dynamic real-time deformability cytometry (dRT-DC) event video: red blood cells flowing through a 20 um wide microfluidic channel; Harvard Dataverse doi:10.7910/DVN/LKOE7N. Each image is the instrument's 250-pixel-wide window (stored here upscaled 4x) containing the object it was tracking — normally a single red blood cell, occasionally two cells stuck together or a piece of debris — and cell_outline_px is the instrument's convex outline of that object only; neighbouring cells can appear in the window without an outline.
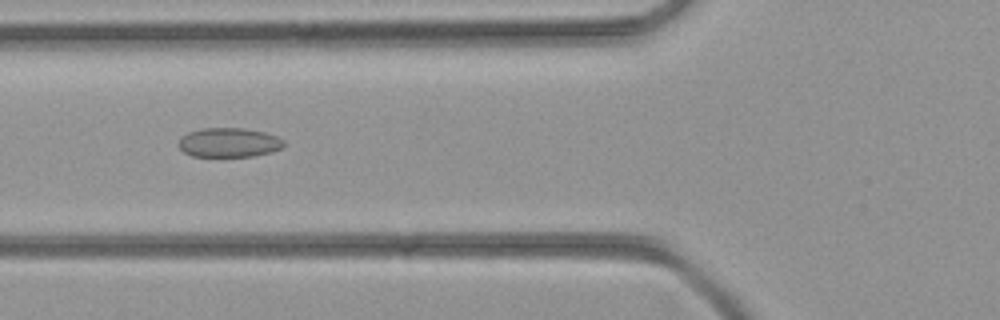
{"species": "common noctule bat (a hibernating species)", "species_latin": "Nyctalus noctula", "temperature_condition": "room temperature", "stored_images_in_passage": 32, "camera_frame_rate_fps": 3000, "um_per_image_px": 0.085, "animal": {"sex": "female", "body_mass_g": 21.9}, "frame": {"image": 1, "passage_image": 5, "time_ms": 1.333, "image_size_px": [1000, 320], "cell_outline_px": [[284, 144], [280, 148], [272, 152], [252, 156], [192, 156], [184, 152], [176, 144], [180, 136], [188, 132], [204, 128], [244, 128], [264, 132], [276, 136], [284, 140]], "centroid_in_image_um": [19.42, 12.11], "position_along_channel_um": 106.4, "area_um2": 18.03}}
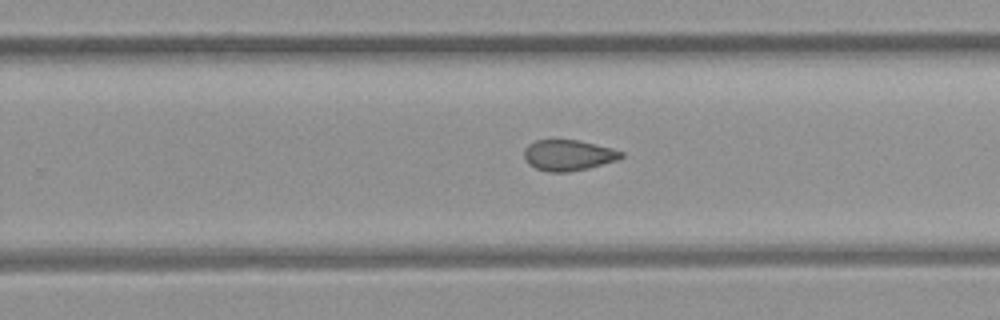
{"frame": {"image": 2, "passage_image": 16, "time_ms": 5.0, "image_size_px": [1000, 320], "cell_outline_px": [[624, 156], [620, 160], [588, 168], [568, 172], [548, 172], [536, 168], [528, 164], [524, 160], [524, 148], [528, 144], [536, 140], [580, 140], [612, 148], [624, 152]], "centroid_in_image_um": [48.32, 13.19], "position_along_channel_um": 281.5, "area_um2": 17.69}}
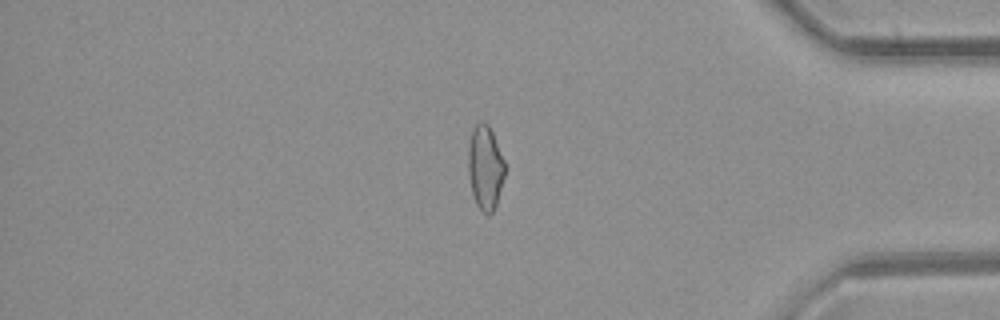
{"frame": {"image": 3, "passage_image": 25, "time_ms": 8.0, "image_size_px": [1000, 320], "cell_outline_px": [[504, 176], [496, 204], [492, 212], [488, 216], [476, 204], [472, 192], [468, 172], [468, 144], [472, 128], [480, 120], [484, 120], [488, 124], [492, 132], [504, 160]], "centroid_in_image_um": [41.22, 14.19], "position_along_channel_um": 394.0, "area_um2": 17.92}}